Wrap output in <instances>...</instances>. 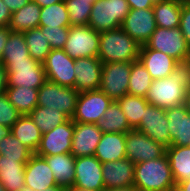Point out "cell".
Returning a JSON list of instances; mask_svg holds the SVG:
<instances>
[{
  "label": "cell",
  "mask_w": 190,
  "mask_h": 191,
  "mask_svg": "<svg viewBox=\"0 0 190 191\" xmlns=\"http://www.w3.org/2000/svg\"><path fill=\"white\" fill-rule=\"evenodd\" d=\"M33 154L12 133L0 140V155H3L5 159H18L20 163H27Z\"/></svg>",
  "instance_id": "obj_38"
},
{
  "label": "cell",
  "mask_w": 190,
  "mask_h": 191,
  "mask_svg": "<svg viewBox=\"0 0 190 191\" xmlns=\"http://www.w3.org/2000/svg\"><path fill=\"white\" fill-rule=\"evenodd\" d=\"M25 187L34 191L45 190L48 187L58 186L51 168L46 160L37 154L32 157L25 165Z\"/></svg>",
  "instance_id": "obj_20"
},
{
  "label": "cell",
  "mask_w": 190,
  "mask_h": 191,
  "mask_svg": "<svg viewBox=\"0 0 190 191\" xmlns=\"http://www.w3.org/2000/svg\"><path fill=\"white\" fill-rule=\"evenodd\" d=\"M79 94L80 92L75 88L61 86L46 80L38 89L37 106L57 109L64 113L69 119H72Z\"/></svg>",
  "instance_id": "obj_5"
},
{
  "label": "cell",
  "mask_w": 190,
  "mask_h": 191,
  "mask_svg": "<svg viewBox=\"0 0 190 191\" xmlns=\"http://www.w3.org/2000/svg\"><path fill=\"white\" fill-rule=\"evenodd\" d=\"M98 127L103 133H127L132 130L117 101H113L105 111Z\"/></svg>",
  "instance_id": "obj_30"
},
{
  "label": "cell",
  "mask_w": 190,
  "mask_h": 191,
  "mask_svg": "<svg viewBox=\"0 0 190 191\" xmlns=\"http://www.w3.org/2000/svg\"><path fill=\"white\" fill-rule=\"evenodd\" d=\"M7 7L10 9L11 13L19 10L24 5H26L30 0H2Z\"/></svg>",
  "instance_id": "obj_46"
},
{
  "label": "cell",
  "mask_w": 190,
  "mask_h": 191,
  "mask_svg": "<svg viewBox=\"0 0 190 191\" xmlns=\"http://www.w3.org/2000/svg\"><path fill=\"white\" fill-rule=\"evenodd\" d=\"M2 64L7 70L8 88L23 86L39 89L46 81L43 64L31 57L28 61Z\"/></svg>",
  "instance_id": "obj_8"
},
{
  "label": "cell",
  "mask_w": 190,
  "mask_h": 191,
  "mask_svg": "<svg viewBox=\"0 0 190 191\" xmlns=\"http://www.w3.org/2000/svg\"><path fill=\"white\" fill-rule=\"evenodd\" d=\"M129 10L126 0H96L88 25L98 32L120 28Z\"/></svg>",
  "instance_id": "obj_4"
},
{
  "label": "cell",
  "mask_w": 190,
  "mask_h": 191,
  "mask_svg": "<svg viewBox=\"0 0 190 191\" xmlns=\"http://www.w3.org/2000/svg\"><path fill=\"white\" fill-rule=\"evenodd\" d=\"M39 26L70 27V19L64 1L41 8Z\"/></svg>",
  "instance_id": "obj_37"
},
{
  "label": "cell",
  "mask_w": 190,
  "mask_h": 191,
  "mask_svg": "<svg viewBox=\"0 0 190 191\" xmlns=\"http://www.w3.org/2000/svg\"><path fill=\"white\" fill-rule=\"evenodd\" d=\"M33 1L36 2L41 8H44L64 0H33Z\"/></svg>",
  "instance_id": "obj_48"
},
{
  "label": "cell",
  "mask_w": 190,
  "mask_h": 191,
  "mask_svg": "<svg viewBox=\"0 0 190 191\" xmlns=\"http://www.w3.org/2000/svg\"><path fill=\"white\" fill-rule=\"evenodd\" d=\"M38 191H66V189L61 186H53V187H48L45 190H38Z\"/></svg>",
  "instance_id": "obj_53"
},
{
  "label": "cell",
  "mask_w": 190,
  "mask_h": 191,
  "mask_svg": "<svg viewBox=\"0 0 190 191\" xmlns=\"http://www.w3.org/2000/svg\"><path fill=\"white\" fill-rule=\"evenodd\" d=\"M8 88V74L6 68L0 63V93L6 92Z\"/></svg>",
  "instance_id": "obj_47"
},
{
  "label": "cell",
  "mask_w": 190,
  "mask_h": 191,
  "mask_svg": "<svg viewBox=\"0 0 190 191\" xmlns=\"http://www.w3.org/2000/svg\"><path fill=\"white\" fill-rule=\"evenodd\" d=\"M41 7L30 0L19 10L11 15L8 25L11 32H26L33 28H39Z\"/></svg>",
  "instance_id": "obj_26"
},
{
  "label": "cell",
  "mask_w": 190,
  "mask_h": 191,
  "mask_svg": "<svg viewBox=\"0 0 190 191\" xmlns=\"http://www.w3.org/2000/svg\"><path fill=\"white\" fill-rule=\"evenodd\" d=\"M166 148L171 146V137L166 117V109L148 105L140 124L135 128Z\"/></svg>",
  "instance_id": "obj_14"
},
{
  "label": "cell",
  "mask_w": 190,
  "mask_h": 191,
  "mask_svg": "<svg viewBox=\"0 0 190 191\" xmlns=\"http://www.w3.org/2000/svg\"><path fill=\"white\" fill-rule=\"evenodd\" d=\"M153 3H157V2H161V1H165V0H152Z\"/></svg>",
  "instance_id": "obj_58"
},
{
  "label": "cell",
  "mask_w": 190,
  "mask_h": 191,
  "mask_svg": "<svg viewBox=\"0 0 190 191\" xmlns=\"http://www.w3.org/2000/svg\"><path fill=\"white\" fill-rule=\"evenodd\" d=\"M138 60L153 80L171 75L177 62L172 57L154 49H140Z\"/></svg>",
  "instance_id": "obj_22"
},
{
  "label": "cell",
  "mask_w": 190,
  "mask_h": 191,
  "mask_svg": "<svg viewBox=\"0 0 190 191\" xmlns=\"http://www.w3.org/2000/svg\"><path fill=\"white\" fill-rule=\"evenodd\" d=\"M75 59L63 49H52L43 63L46 80L75 88Z\"/></svg>",
  "instance_id": "obj_12"
},
{
  "label": "cell",
  "mask_w": 190,
  "mask_h": 191,
  "mask_svg": "<svg viewBox=\"0 0 190 191\" xmlns=\"http://www.w3.org/2000/svg\"><path fill=\"white\" fill-rule=\"evenodd\" d=\"M131 68L132 63L130 62L103 64L99 90L113 101L127 95Z\"/></svg>",
  "instance_id": "obj_9"
},
{
  "label": "cell",
  "mask_w": 190,
  "mask_h": 191,
  "mask_svg": "<svg viewBox=\"0 0 190 191\" xmlns=\"http://www.w3.org/2000/svg\"><path fill=\"white\" fill-rule=\"evenodd\" d=\"M103 191H137L136 187L133 186H128V187H118V188H111L107 189L105 188Z\"/></svg>",
  "instance_id": "obj_49"
},
{
  "label": "cell",
  "mask_w": 190,
  "mask_h": 191,
  "mask_svg": "<svg viewBox=\"0 0 190 191\" xmlns=\"http://www.w3.org/2000/svg\"><path fill=\"white\" fill-rule=\"evenodd\" d=\"M132 129H135L144 115L145 108L149 105L144 97L125 95L117 100Z\"/></svg>",
  "instance_id": "obj_36"
},
{
  "label": "cell",
  "mask_w": 190,
  "mask_h": 191,
  "mask_svg": "<svg viewBox=\"0 0 190 191\" xmlns=\"http://www.w3.org/2000/svg\"><path fill=\"white\" fill-rule=\"evenodd\" d=\"M103 63L98 57L75 59V89L78 92L98 90Z\"/></svg>",
  "instance_id": "obj_18"
},
{
  "label": "cell",
  "mask_w": 190,
  "mask_h": 191,
  "mask_svg": "<svg viewBox=\"0 0 190 191\" xmlns=\"http://www.w3.org/2000/svg\"><path fill=\"white\" fill-rule=\"evenodd\" d=\"M187 111L190 113V88L186 91L185 103Z\"/></svg>",
  "instance_id": "obj_52"
},
{
  "label": "cell",
  "mask_w": 190,
  "mask_h": 191,
  "mask_svg": "<svg viewBox=\"0 0 190 191\" xmlns=\"http://www.w3.org/2000/svg\"><path fill=\"white\" fill-rule=\"evenodd\" d=\"M187 61L189 62V66H190V52H189V54H188Z\"/></svg>",
  "instance_id": "obj_59"
},
{
  "label": "cell",
  "mask_w": 190,
  "mask_h": 191,
  "mask_svg": "<svg viewBox=\"0 0 190 191\" xmlns=\"http://www.w3.org/2000/svg\"><path fill=\"white\" fill-rule=\"evenodd\" d=\"M66 191H92V190L77 187V186H71V187L66 188Z\"/></svg>",
  "instance_id": "obj_54"
},
{
  "label": "cell",
  "mask_w": 190,
  "mask_h": 191,
  "mask_svg": "<svg viewBox=\"0 0 190 191\" xmlns=\"http://www.w3.org/2000/svg\"><path fill=\"white\" fill-rule=\"evenodd\" d=\"M11 133L33 153L36 152L42 138V133L29 115H21L18 121L11 127Z\"/></svg>",
  "instance_id": "obj_29"
},
{
  "label": "cell",
  "mask_w": 190,
  "mask_h": 191,
  "mask_svg": "<svg viewBox=\"0 0 190 191\" xmlns=\"http://www.w3.org/2000/svg\"><path fill=\"white\" fill-rule=\"evenodd\" d=\"M152 82L151 75L141 62L139 60L132 62L128 94L145 98Z\"/></svg>",
  "instance_id": "obj_34"
},
{
  "label": "cell",
  "mask_w": 190,
  "mask_h": 191,
  "mask_svg": "<svg viewBox=\"0 0 190 191\" xmlns=\"http://www.w3.org/2000/svg\"><path fill=\"white\" fill-rule=\"evenodd\" d=\"M102 177V163L94 155L76 158L73 186L103 191L105 186Z\"/></svg>",
  "instance_id": "obj_16"
},
{
  "label": "cell",
  "mask_w": 190,
  "mask_h": 191,
  "mask_svg": "<svg viewBox=\"0 0 190 191\" xmlns=\"http://www.w3.org/2000/svg\"><path fill=\"white\" fill-rule=\"evenodd\" d=\"M133 185L137 191H170L176 183L166 153L160 158L135 164Z\"/></svg>",
  "instance_id": "obj_3"
},
{
  "label": "cell",
  "mask_w": 190,
  "mask_h": 191,
  "mask_svg": "<svg viewBox=\"0 0 190 191\" xmlns=\"http://www.w3.org/2000/svg\"><path fill=\"white\" fill-rule=\"evenodd\" d=\"M182 0H165L154 3L153 11L156 26L160 28L174 29L180 25Z\"/></svg>",
  "instance_id": "obj_28"
},
{
  "label": "cell",
  "mask_w": 190,
  "mask_h": 191,
  "mask_svg": "<svg viewBox=\"0 0 190 191\" xmlns=\"http://www.w3.org/2000/svg\"><path fill=\"white\" fill-rule=\"evenodd\" d=\"M171 146H190V113L181 104L166 109Z\"/></svg>",
  "instance_id": "obj_21"
},
{
  "label": "cell",
  "mask_w": 190,
  "mask_h": 191,
  "mask_svg": "<svg viewBox=\"0 0 190 191\" xmlns=\"http://www.w3.org/2000/svg\"><path fill=\"white\" fill-rule=\"evenodd\" d=\"M11 11L7 5L0 0V27H7L11 19Z\"/></svg>",
  "instance_id": "obj_43"
},
{
  "label": "cell",
  "mask_w": 190,
  "mask_h": 191,
  "mask_svg": "<svg viewBox=\"0 0 190 191\" xmlns=\"http://www.w3.org/2000/svg\"><path fill=\"white\" fill-rule=\"evenodd\" d=\"M182 191H190V179L182 181L176 185Z\"/></svg>",
  "instance_id": "obj_51"
},
{
  "label": "cell",
  "mask_w": 190,
  "mask_h": 191,
  "mask_svg": "<svg viewBox=\"0 0 190 191\" xmlns=\"http://www.w3.org/2000/svg\"><path fill=\"white\" fill-rule=\"evenodd\" d=\"M139 45L123 29L116 28L100 32L98 58L103 63L135 62L138 60Z\"/></svg>",
  "instance_id": "obj_2"
},
{
  "label": "cell",
  "mask_w": 190,
  "mask_h": 191,
  "mask_svg": "<svg viewBox=\"0 0 190 191\" xmlns=\"http://www.w3.org/2000/svg\"><path fill=\"white\" fill-rule=\"evenodd\" d=\"M19 191H34V190L25 187V188H23L22 190H19Z\"/></svg>",
  "instance_id": "obj_57"
},
{
  "label": "cell",
  "mask_w": 190,
  "mask_h": 191,
  "mask_svg": "<svg viewBox=\"0 0 190 191\" xmlns=\"http://www.w3.org/2000/svg\"><path fill=\"white\" fill-rule=\"evenodd\" d=\"M172 175L176 185L190 179V146H169L166 148Z\"/></svg>",
  "instance_id": "obj_27"
},
{
  "label": "cell",
  "mask_w": 190,
  "mask_h": 191,
  "mask_svg": "<svg viewBox=\"0 0 190 191\" xmlns=\"http://www.w3.org/2000/svg\"><path fill=\"white\" fill-rule=\"evenodd\" d=\"M94 156L102 164L126 158L125 133H103Z\"/></svg>",
  "instance_id": "obj_24"
},
{
  "label": "cell",
  "mask_w": 190,
  "mask_h": 191,
  "mask_svg": "<svg viewBox=\"0 0 190 191\" xmlns=\"http://www.w3.org/2000/svg\"><path fill=\"white\" fill-rule=\"evenodd\" d=\"M135 164L128 158L102 164V178L105 188L133 186Z\"/></svg>",
  "instance_id": "obj_19"
},
{
  "label": "cell",
  "mask_w": 190,
  "mask_h": 191,
  "mask_svg": "<svg viewBox=\"0 0 190 191\" xmlns=\"http://www.w3.org/2000/svg\"><path fill=\"white\" fill-rule=\"evenodd\" d=\"M70 19V26L88 25L92 3L90 0H64Z\"/></svg>",
  "instance_id": "obj_39"
},
{
  "label": "cell",
  "mask_w": 190,
  "mask_h": 191,
  "mask_svg": "<svg viewBox=\"0 0 190 191\" xmlns=\"http://www.w3.org/2000/svg\"><path fill=\"white\" fill-rule=\"evenodd\" d=\"M102 134L103 132L98 127V124L74 122L70 153L75 158L94 155Z\"/></svg>",
  "instance_id": "obj_17"
},
{
  "label": "cell",
  "mask_w": 190,
  "mask_h": 191,
  "mask_svg": "<svg viewBox=\"0 0 190 191\" xmlns=\"http://www.w3.org/2000/svg\"><path fill=\"white\" fill-rule=\"evenodd\" d=\"M125 152L126 158L137 164L162 157L166 153V147L141 131L132 129L125 133Z\"/></svg>",
  "instance_id": "obj_11"
},
{
  "label": "cell",
  "mask_w": 190,
  "mask_h": 191,
  "mask_svg": "<svg viewBox=\"0 0 190 191\" xmlns=\"http://www.w3.org/2000/svg\"><path fill=\"white\" fill-rule=\"evenodd\" d=\"M11 30L9 27H0V63L2 61L3 57V51L6 46V41L8 39V36L10 34Z\"/></svg>",
  "instance_id": "obj_45"
},
{
  "label": "cell",
  "mask_w": 190,
  "mask_h": 191,
  "mask_svg": "<svg viewBox=\"0 0 190 191\" xmlns=\"http://www.w3.org/2000/svg\"><path fill=\"white\" fill-rule=\"evenodd\" d=\"M170 191H182V190L179 189V188L175 185Z\"/></svg>",
  "instance_id": "obj_55"
},
{
  "label": "cell",
  "mask_w": 190,
  "mask_h": 191,
  "mask_svg": "<svg viewBox=\"0 0 190 191\" xmlns=\"http://www.w3.org/2000/svg\"><path fill=\"white\" fill-rule=\"evenodd\" d=\"M42 157L51 168L58 186L66 189L74 185L76 158L72 153Z\"/></svg>",
  "instance_id": "obj_23"
},
{
  "label": "cell",
  "mask_w": 190,
  "mask_h": 191,
  "mask_svg": "<svg viewBox=\"0 0 190 191\" xmlns=\"http://www.w3.org/2000/svg\"><path fill=\"white\" fill-rule=\"evenodd\" d=\"M190 88V66L187 60L175 63L174 71L166 78L153 80L145 99L150 105L168 109L185 103Z\"/></svg>",
  "instance_id": "obj_1"
},
{
  "label": "cell",
  "mask_w": 190,
  "mask_h": 191,
  "mask_svg": "<svg viewBox=\"0 0 190 191\" xmlns=\"http://www.w3.org/2000/svg\"><path fill=\"white\" fill-rule=\"evenodd\" d=\"M156 27L153 8L130 9L121 25L123 31L141 46L147 43Z\"/></svg>",
  "instance_id": "obj_15"
},
{
  "label": "cell",
  "mask_w": 190,
  "mask_h": 191,
  "mask_svg": "<svg viewBox=\"0 0 190 191\" xmlns=\"http://www.w3.org/2000/svg\"><path fill=\"white\" fill-rule=\"evenodd\" d=\"M11 134V128L0 125V140Z\"/></svg>",
  "instance_id": "obj_50"
},
{
  "label": "cell",
  "mask_w": 190,
  "mask_h": 191,
  "mask_svg": "<svg viewBox=\"0 0 190 191\" xmlns=\"http://www.w3.org/2000/svg\"><path fill=\"white\" fill-rule=\"evenodd\" d=\"M42 134L66 122L69 118L57 109L36 106L29 114Z\"/></svg>",
  "instance_id": "obj_32"
},
{
  "label": "cell",
  "mask_w": 190,
  "mask_h": 191,
  "mask_svg": "<svg viewBox=\"0 0 190 191\" xmlns=\"http://www.w3.org/2000/svg\"><path fill=\"white\" fill-rule=\"evenodd\" d=\"M20 116L18 110L9 102L7 93H0V125L11 128Z\"/></svg>",
  "instance_id": "obj_41"
},
{
  "label": "cell",
  "mask_w": 190,
  "mask_h": 191,
  "mask_svg": "<svg viewBox=\"0 0 190 191\" xmlns=\"http://www.w3.org/2000/svg\"><path fill=\"white\" fill-rule=\"evenodd\" d=\"M100 32L89 25L70 26L63 50L72 59L98 57Z\"/></svg>",
  "instance_id": "obj_7"
},
{
  "label": "cell",
  "mask_w": 190,
  "mask_h": 191,
  "mask_svg": "<svg viewBox=\"0 0 190 191\" xmlns=\"http://www.w3.org/2000/svg\"><path fill=\"white\" fill-rule=\"evenodd\" d=\"M9 102L21 115H29L38 104V89L14 87L6 89Z\"/></svg>",
  "instance_id": "obj_31"
},
{
  "label": "cell",
  "mask_w": 190,
  "mask_h": 191,
  "mask_svg": "<svg viewBox=\"0 0 190 191\" xmlns=\"http://www.w3.org/2000/svg\"><path fill=\"white\" fill-rule=\"evenodd\" d=\"M140 49H154L160 51L174 60H187L190 52L180 28L168 29L156 27L147 43Z\"/></svg>",
  "instance_id": "obj_6"
},
{
  "label": "cell",
  "mask_w": 190,
  "mask_h": 191,
  "mask_svg": "<svg viewBox=\"0 0 190 191\" xmlns=\"http://www.w3.org/2000/svg\"><path fill=\"white\" fill-rule=\"evenodd\" d=\"M130 9H147L153 8L152 0H126Z\"/></svg>",
  "instance_id": "obj_44"
},
{
  "label": "cell",
  "mask_w": 190,
  "mask_h": 191,
  "mask_svg": "<svg viewBox=\"0 0 190 191\" xmlns=\"http://www.w3.org/2000/svg\"><path fill=\"white\" fill-rule=\"evenodd\" d=\"M29 50L21 32H10L3 51L1 63L28 61Z\"/></svg>",
  "instance_id": "obj_33"
},
{
  "label": "cell",
  "mask_w": 190,
  "mask_h": 191,
  "mask_svg": "<svg viewBox=\"0 0 190 191\" xmlns=\"http://www.w3.org/2000/svg\"><path fill=\"white\" fill-rule=\"evenodd\" d=\"M25 165L18 159H5L0 155V182L6 191H19L25 188Z\"/></svg>",
  "instance_id": "obj_25"
},
{
  "label": "cell",
  "mask_w": 190,
  "mask_h": 191,
  "mask_svg": "<svg viewBox=\"0 0 190 191\" xmlns=\"http://www.w3.org/2000/svg\"><path fill=\"white\" fill-rule=\"evenodd\" d=\"M0 191H6L5 187L3 186L1 182H0Z\"/></svg>",
  "instance_id": "obj_56"
},
{
  "label": "cell",
  "mask_w": 190,
  "mask_h": 191,
  "mask_svg": "<svg viewBox=\"0 0 190 191\" xmlns=\"http://www.w3.org/2000/svg\"><path fill=\"white\" fill-rule=\"evenodd\" d=\"M179 28L190 47V3L184 2L182 4L180 25Z\"/></svg>",
  "instance_id": "obj_42"
},
{
  "label": "cell",
  "mask_w": 190,
  "mask_h": 191,
  "mask_svg": "<svg viewBox=\"0 0 190 191\" xmlns=\"http://www.w3.org/2000/svg\"><path fill=\"white\" fill-rule=\"evenodd\" d=\"M23 35L30 57L43 64L52 48L48 39L43 36L42 30L40 28H33L23 32Z\"/></svg>",
  "instance_id": "obj_35"
},
{
  "label": "cell",
  "mask_w": 190,
  "mask_h": 191,
  "mask_svg": "<svg viewBox=\"0 0 190 191\" xmlns=\"http://www.w3.org/2000/svg\"><path fill=\"white\" fill-rule=\"evenodd\" d=\"M73 132L74 121L68 119L66 122L42 134L40 144L35 154L39 156H53L70 153L72 149Z\"/></svg>",
  "instance_id": "obj_13"
},
{
  "label": "cell",
  "mask_w": 190,
  "mask_h": 191,
  "mask_svg": "<svg viewBox=\"0 0 190 191\" xmlns=\"http://www.w3.org/2000/svg\"><path fill=\"white\" fill-rule=\"evenodd\" d=\"M39 28L42 30L43 36L48 39L52 49H63L65 47L69 27L39 26Z\"/></svg>",
  "instance_id": "obj_40"
},
{
  "label": "cell",
  "mask_w": 190,
  "mask_h": 191,
  "mask_svg": "<svg viewBox=\"0 0 190 191\" xmlns=\"http://www.w3.org/2000/svg\"><path fill=\"white\" fill-rule=\"evenodd\" d=\"M112 102L113 100L99 89L80 92L72 120L98 124Z\"/></svg>",
  "instance_id": "obj_10"
}]
</instances>
